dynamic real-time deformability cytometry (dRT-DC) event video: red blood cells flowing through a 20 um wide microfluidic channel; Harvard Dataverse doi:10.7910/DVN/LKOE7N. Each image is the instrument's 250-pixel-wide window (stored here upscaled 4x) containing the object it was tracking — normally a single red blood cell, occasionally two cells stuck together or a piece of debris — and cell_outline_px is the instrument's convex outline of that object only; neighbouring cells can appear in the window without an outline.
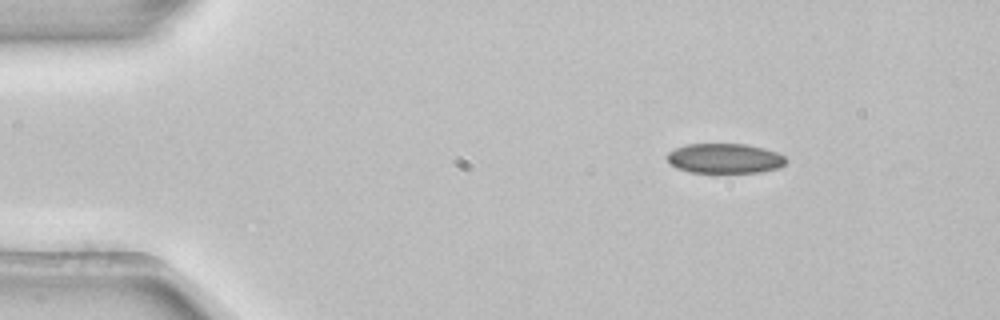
{"species": "common noctule bat (a hibernating species)", "species_latin": "Nyctalus noctula", "temperature_condition": "room temperature", "stored_images_in_passage": 46, "camera_frame_rate_fps": 3000, "um_per_image_px": 0.085, "animal": {"sex": "female", "body_mass_g": 22.7, "forearm_length_mm": 54.2}, "frame": {"image": 1, "passage_image": 1, "time_ms": 0.0, "image_size_px": [1000, 320], "cell_outline_px": [[788, 160], [780, 168], [760, 172], [688, 172], [676, 168], [668, 160], [668, 152], [676, 148], [688, 144], [744, 144], [764, 148], [776, 152], [784, 156]], "centroid_in_image_um": [61.63, 13.47], "position_along_channel_um": 23.4, "area_um2": 20.58}}
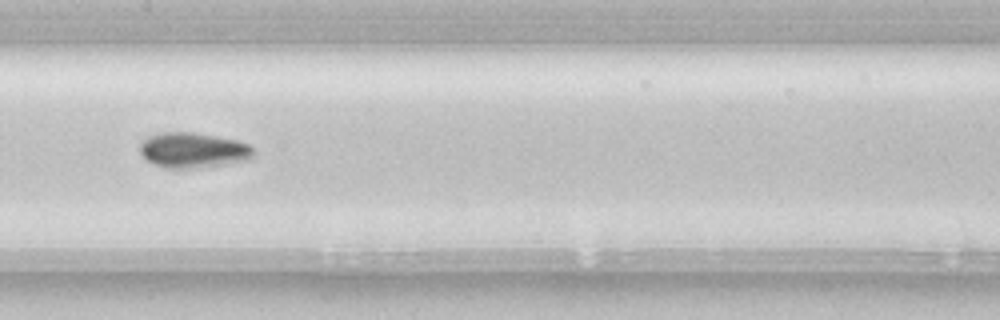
{"frame": {"image": 2, "passage_image": 20, "time_ms": 6.333, "image_size_px": [1000, 320], "cell_outline_px": [[256, 156], [248, 160], [200, 168], [164, 168], [152, 164], [140, 152], [140, 144], [148, 136], [160, 132], [192, 132], [216, 136], [236, 140], [248, 144], [256, 152]], "centroid_in_image_um": [16.44, 12.77], "position_along_channel_um": 191.0, "area_um2": 23.52}}
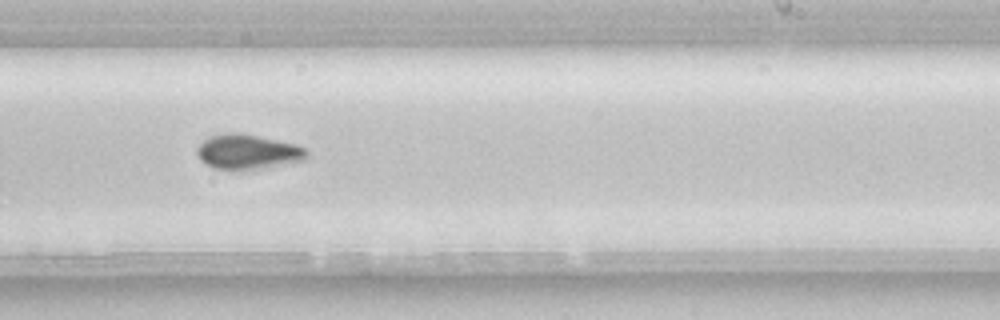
{"frame": {"image": 3, "passage_image": 26, "time_ms": 8.333, "image_size_px": [1000, 320], "cell_outline_px": [[308, 156], [304, 160], [260, 168], [216, 168], [204, 164], [200, 160], [196, 152], [196, 148], [208, 136], [228, 132], [236, 132], [296, 144], [304, 148], [308, 152]], "centroid_in_image_um": [21.02, 12.88], "position_along_channel_um": 268.0, "area_um2": 21.79}, "authors_computed_cell_mechanics": {"area_um2": 21.3282, "velocity_mm_per_s": 3.8697, "shape_relaxation_time_tau1_ms": 6.4762, "shape_relaxation_time_tau2_ms": null, "deformation_change_tau1": 0.097, "deformation_change_tau2": null}}